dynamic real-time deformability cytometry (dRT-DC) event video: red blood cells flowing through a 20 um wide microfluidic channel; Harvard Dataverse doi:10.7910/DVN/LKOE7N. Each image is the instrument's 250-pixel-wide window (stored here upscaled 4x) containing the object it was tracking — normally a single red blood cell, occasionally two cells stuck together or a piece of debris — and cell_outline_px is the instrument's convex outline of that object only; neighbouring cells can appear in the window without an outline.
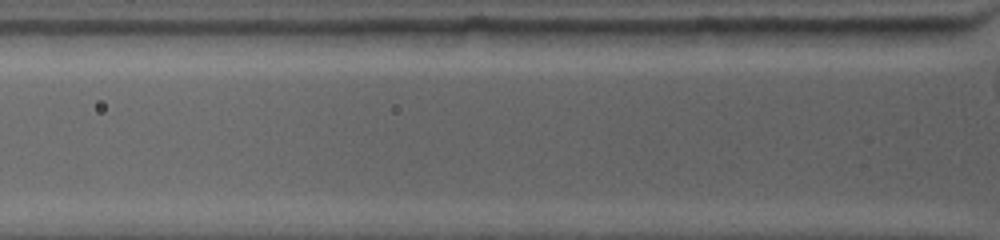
{"species": "common noctule bat (a hibernating species)", "species_latin": "Nyctalus noctula", "temperature_condition": "warm", "stored_images_in_passage": 4, "camera_frame_rate_fps": 4500, "um_per_image_px": 0.085, "animal": {"sex": "female", "body_mass_g": 19.0, "forearm_length_mm": 53.3}, "frame": {"image": 1, "passage_image": 4, "time_ms": 2.444, "image_size_px": [1000, 240], "cell_outline_px": [[940, 28], [936, 44], [908, 48], [832, 44], [804, 28]], "centroid_in_image_um": [74.73, 3.11], "position_along_channel_um": 51.1, "area_um2": 15.37}}